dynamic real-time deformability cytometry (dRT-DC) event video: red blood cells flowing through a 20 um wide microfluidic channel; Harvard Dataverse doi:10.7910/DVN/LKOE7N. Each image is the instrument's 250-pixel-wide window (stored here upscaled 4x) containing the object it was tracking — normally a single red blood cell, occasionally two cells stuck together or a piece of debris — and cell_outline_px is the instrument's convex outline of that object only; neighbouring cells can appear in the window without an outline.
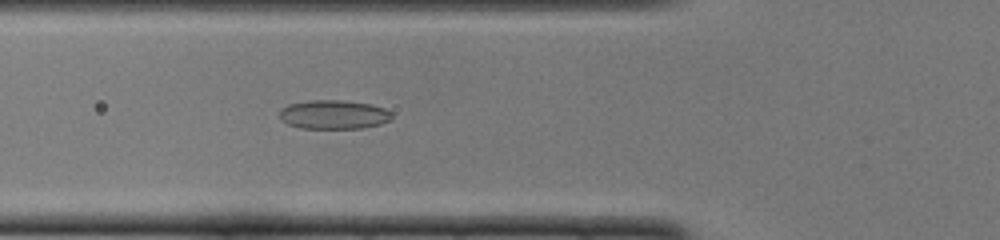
{"species": "common noctule bat (a hibernating species)", "species_latin": "Nyctalus noctula", "temperature_condition": "cold", "stored_images_in_passage": 41, "camera_frame_rate_fps": 3000, "um_per_image_px": 0.085, "animal": {"sex": "female", "body_mass_g": 22.0, "forearm_length_mm": 56.7}, "frame": {"image": 1, "passage_image": 9, "time_ms": 2.667, "image_size_px": [1000, 240], "cell_outline_px": [[392, 116], [388, 120], [380, 124], [360, 128], [300, 128], [288, 124], [280, 116], [280, 112], [288, 104], [308, 100], [340, 100], [368, 104], [384, 108], [392, 112]], "centroid_in_image_um": [28.37, 9.73], "position_along_channel_um": 97.4, "area_um2": 18.67}}
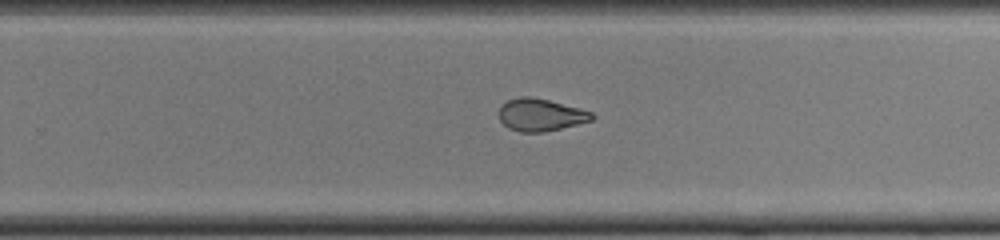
{"frame": {"image": 2, "passage_image": 23, "time_ms": 7.333, "image_size_px": [1000, 240], "cell_outline_px": [[596, 116], [592, 120], [544, 132], [520, 132], [508, 128], [500, 120], [500, 108], [508, 100], [520, 96], [528, 96], [548, 100], [580, 108], [592, 112]], "centroid_in_image_um": [45.96, 9.76], "position_along_channel_um": 283.8, "area_um2": 17.34}}
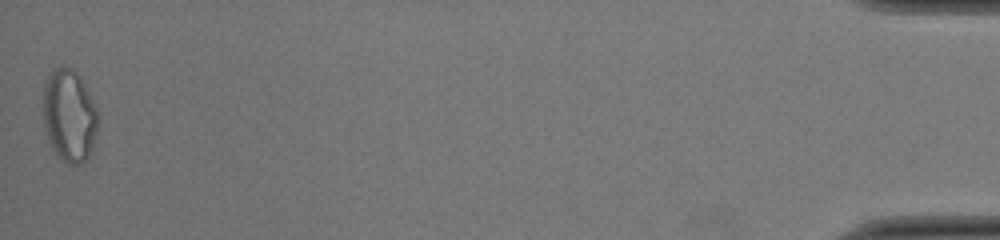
{"frame": {"image": 3, "passage_image": 41, "time_ms": 13.333, "image_size_px": [1000, 240], "cell_outline_px": [[100, 120], [88, 156], [80, 164], [68, 164], [52, 148], [48, 140], [44, 124], [44, 80], [56, 68], [72, 68], [84, 80], [96, 108]], "centroid_in_image_um": [5.9, 9.8], "position_along_channel_um": 429.3, "area_um2": 29.3}, "authors_computed_cell_mechanics": {"area_um2": 18.9006, "velocity_mm_per_s": 3.9996, "shape_relaxation_time_tau1_ms": null, "shape_relaxation_time_tau2_ms": 2.0159, "deformation_change_tau1": null, "deformation_change_tau2": 0.0824}}